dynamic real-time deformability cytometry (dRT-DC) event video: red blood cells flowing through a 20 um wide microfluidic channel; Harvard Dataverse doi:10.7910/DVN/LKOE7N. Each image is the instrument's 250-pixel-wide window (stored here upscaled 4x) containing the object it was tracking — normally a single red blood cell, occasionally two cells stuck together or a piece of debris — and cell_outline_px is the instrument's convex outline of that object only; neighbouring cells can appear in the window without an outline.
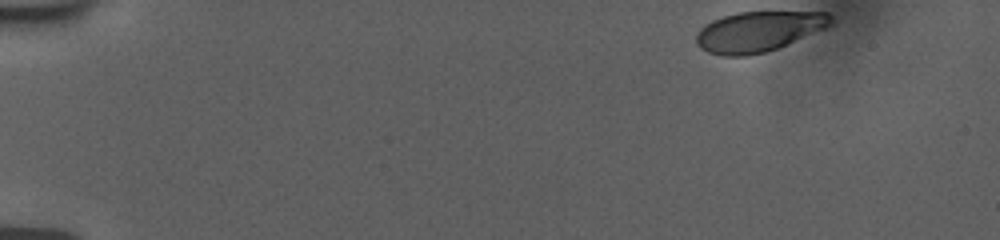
{"species": "human", "species_latin": "Homo sapiens", "temperature_condition": "room temperature", "stored_images_in_passage": 45, "camera_frame_rate_fps": 3000, "um_per_image_px": 0.085, "donor": {"sex": "female"}, "frame": {"image": 1, "passage_image": 1, "time_ms": 0.0, "image_size_px": [1000, 240], "cell_outline_px": [[832, 24], [824, 28], [776, 48], [764, 52], [744, 56], [720, 56], [708, 52], [700, 48], [696, 44], [696, 32], [704, 24], [712, 20], [736, 12], [828, 12], [832, 16]], "centroid_in_image_um": [64.41, 2.67], "position_along_channel_um": 20.6, "area_um2": 31.39}}
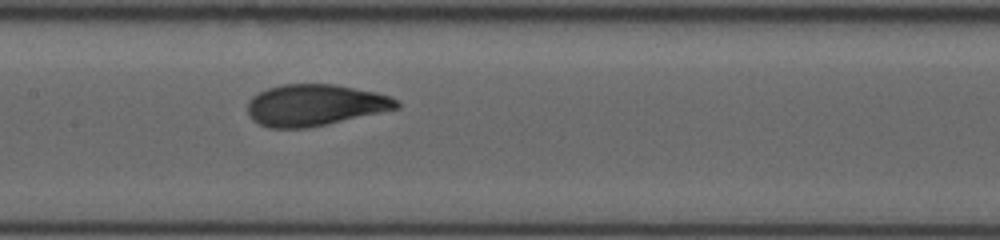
{"frame": {"image": 2, "passage_image": 24, "time_ms": 7.667, "image_size_px": [1000, 240], "cell_outline_px": [[400, 108], [308, 128], [268, 128], [252, 120], [248, 116], [248, 100], [252, 96], [268, 88], [284, 84], [332, 84], [376, 92], [400, 100]], "centroid_in_image_um": [26.76, 8.94], "position_along_channel_um": 180.6, "area_um2": 36.01}}
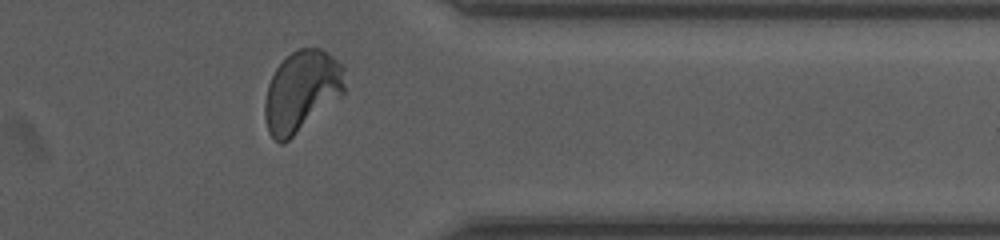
{"frame": {"image": 3, "passage_image": 41, "time_ms": 13.333, "image_size_px": [1000, 240], "cell_outline_px": [[344, 92], [340, 96], [284, 144], [280, 144], [268, 132], [264, 116], [264, 104], [268, 84], [276, 68], [292, 52], [300, 48], [320, 48], [344, 64]], "centroid_in_image_um": [25.63, 7.75], "position_along_channel_um": 385.8, "area_um2": 37.4}, "authors_computed_cell_mechanics": {"area_um2": 36.0672, "velocity_mm_per_s": 3.73, "shape_relaxation_time_tau1_ms": 3.5345, "shape_relaxation_time_tau2_ms": null, "deformation_change_tau1": 0.1645, "deformation_change_tau2": null}}